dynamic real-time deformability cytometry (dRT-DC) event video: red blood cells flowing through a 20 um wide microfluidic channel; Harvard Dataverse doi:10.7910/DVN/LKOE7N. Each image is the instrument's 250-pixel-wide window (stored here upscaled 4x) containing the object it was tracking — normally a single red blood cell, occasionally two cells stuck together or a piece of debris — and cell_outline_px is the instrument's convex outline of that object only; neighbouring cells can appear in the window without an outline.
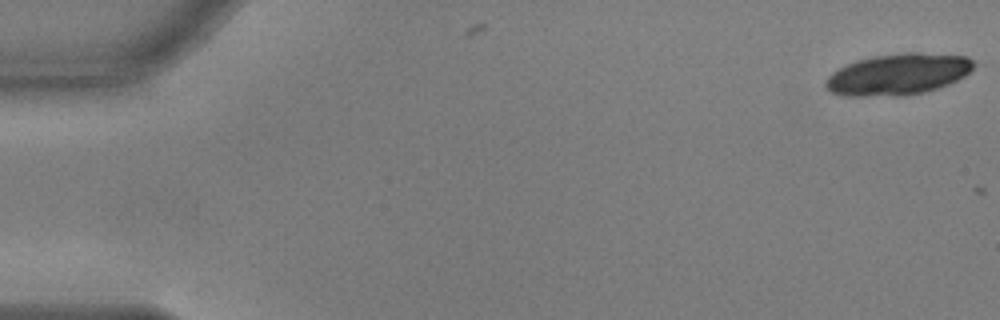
{"species": "common noctule bat (a hibernating species)", "species_latin": "Nyctalus noctula", "temperature_condition": "warm", "stored_images_in_passage": 2, "camera_frame_rate_fps": 3000, "um_per_image_px": 0.085, "animal": {"sex": "male", "body_mass_g": 17.9, "forearm_length_mm": 54.2}, "frame": {"image": 1, "passage_image": 1, "time_ms": 0.0, "image_size_px": [1000, 320], "cell_outline_px": [[972, 68], [964, 76], [948, 84], [924, 92], [904, 96], [840, 96], [832, 92], [824, 84], [824, 80], [832, 72], [856, 60], [872, 56], [904, 52], [920, 52], [968, 56], [972, 60]], "centroid_in_image_um": [76.3, 6.31], "position_along_channel_um": 8.7, "area_um2": 35.72}}